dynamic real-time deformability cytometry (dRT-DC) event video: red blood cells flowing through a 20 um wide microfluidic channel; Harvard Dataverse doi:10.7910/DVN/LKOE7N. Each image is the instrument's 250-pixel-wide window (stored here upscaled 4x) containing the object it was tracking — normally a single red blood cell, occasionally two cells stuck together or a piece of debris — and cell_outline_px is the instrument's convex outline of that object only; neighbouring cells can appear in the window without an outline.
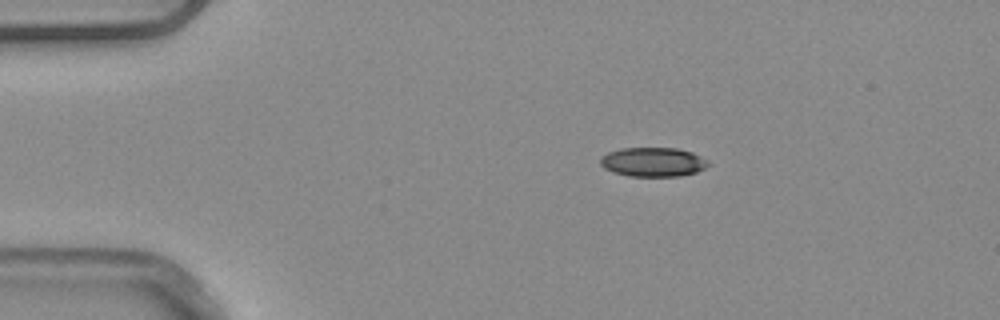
{"species": "common noctule bat (a hibernating species)", "species_latin": "Nyctalus noctula", "temperature_condition": "warm", "stored_images_in_passage": 4, "camera_frame_rate_fps": 3000, "um_per_image_px": 0.085, "animal": {"sex": "male", "body_mass_g": 20.4}, "frame": {"image": 1, "passage_image": 2, "time_ms": 0.333, "image_size_px": [1000, 320], "cell_outline_px": [[712, 164], [696, 172], [680, 176], [628, 176], [612, 172], [604, 168], [600, 164], [600, 156], [608, 152], [620, 148], [676, 148], [692, 152], [708, 160]], "centroid_in_image_um": [55.5, 13.77], "position_along_channel_um": 29.5, "area_um2": 18.55}}
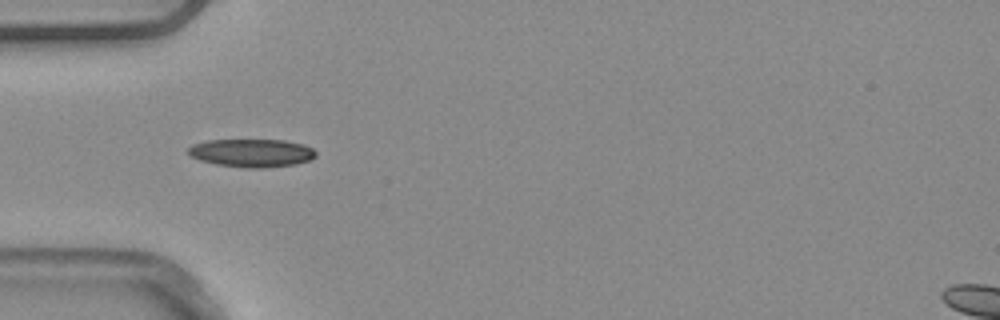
{"frame": {"image": 2, "passage_image": 4, "time_ms": 1.0, "image_size_px": [1000, 320], "cell_outline_px": [[316, 156], [308, 160], [296, 164], [260, 168], [244, 168], [216, 164], [200, 160], [192, 156], [188, 152], [188, 148], [192, 144], [208, 140], [284, 140], [304, 144], [312, 148], [316, 152]], "centroid_in_image_um": [21.4, 13.0], "position_along_channel_um": 63.6, "area_um2": 20.87}}